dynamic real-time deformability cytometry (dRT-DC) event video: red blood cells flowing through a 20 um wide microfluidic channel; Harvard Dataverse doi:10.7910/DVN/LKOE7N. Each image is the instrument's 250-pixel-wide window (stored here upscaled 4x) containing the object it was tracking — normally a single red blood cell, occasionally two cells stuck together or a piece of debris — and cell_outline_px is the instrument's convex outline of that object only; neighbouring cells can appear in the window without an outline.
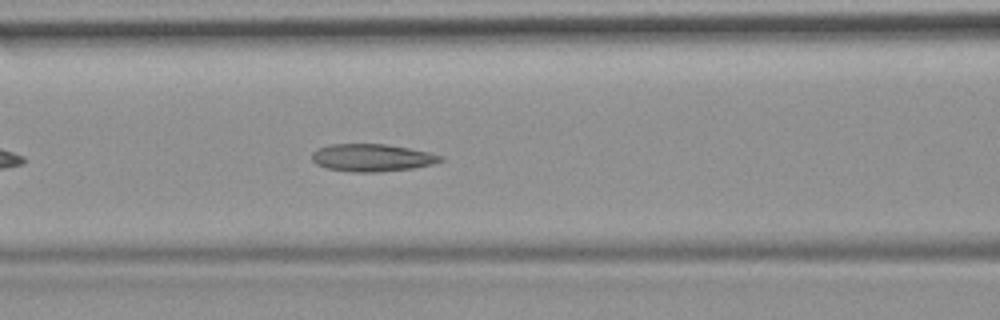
{"species": "common noctule bat (a hibernating species)", "species_latin": "Nyctalus noctula", "temperature_condition": "room temperature", "stored_images_in_passage": 34, "camera_frame_rate_fps": 3000, "um_per_image_px": 0.085, "animal": {"sex": "female", "body_mass_g": 19.9}, "frame": {"image": 1, "passage_image": 10, "time_ms": 3.0, "image_size_px": [1000, 320], "cell_outline_px": [[444, 160], [432, 164], [412, 168], [380, 172], [352, 172], [324, 168], [316, 164], [312, 160], [312, 152], [316, 148], [328, 144], [388, 144], [428, 152], [444, 156]], "centroid_in_image_um": [31.58, 13.4], "position_along_channel_um": 135.0, "area_um2": 20.81}, "authors_computed_cell_mechanics": {"area_um2": 20.3745, "velocity_mm_per_s": 3.7585, "shape_relaxation_time_tau1_ms": null, "shape_relaxation_time_tau2_ms": 3.1758, "deformation_change_tau1": null, "deformation_change_tau2": 0.1181}}